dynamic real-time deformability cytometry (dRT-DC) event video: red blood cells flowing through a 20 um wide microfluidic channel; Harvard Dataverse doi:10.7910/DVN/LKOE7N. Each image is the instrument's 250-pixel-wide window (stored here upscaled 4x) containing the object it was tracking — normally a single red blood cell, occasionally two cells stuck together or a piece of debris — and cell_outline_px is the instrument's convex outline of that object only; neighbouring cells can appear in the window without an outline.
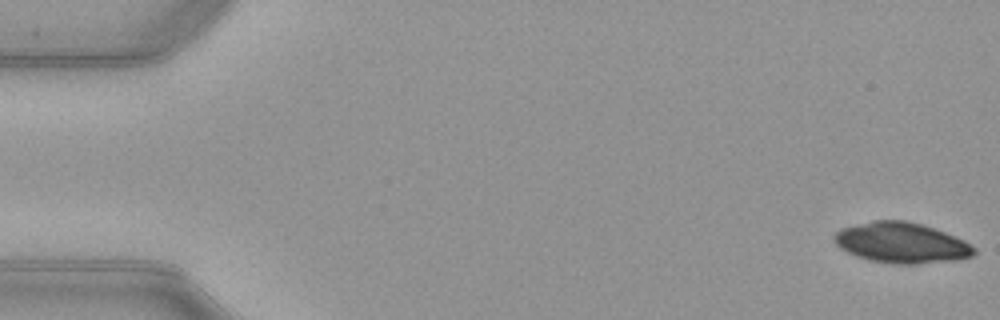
{"species": "common noctule bat (a hibernating species)", "species_latin": "Nyctalus noctula", "temperature_condition": "warm", "stored_images_in_passage": 13, "camera_frame_rate_fps": 3000, "um_per_image_px": 0.085, "animal": {"sex": "female", "body_mass_g": 21.9}, "frame": {"image": 1, "passage_image": 1, "time_ms": 0.0, "image_size_px": [1000, 320], "cell_outline_px": [[976, 252], [972, 256], [960, 260], [916, 264], [892, 264], [868, 260], [856, 256], [840, 248], [832, 240], [832, 236], [840, 228], [872, 220], [904, 220], [920, 224], [944, 232], [964, 240], [976, 248]], "centroid_in_image_um": [76.6, 20.65], "position_along_channel_um": 8.4, "area_um2": 33.29}}